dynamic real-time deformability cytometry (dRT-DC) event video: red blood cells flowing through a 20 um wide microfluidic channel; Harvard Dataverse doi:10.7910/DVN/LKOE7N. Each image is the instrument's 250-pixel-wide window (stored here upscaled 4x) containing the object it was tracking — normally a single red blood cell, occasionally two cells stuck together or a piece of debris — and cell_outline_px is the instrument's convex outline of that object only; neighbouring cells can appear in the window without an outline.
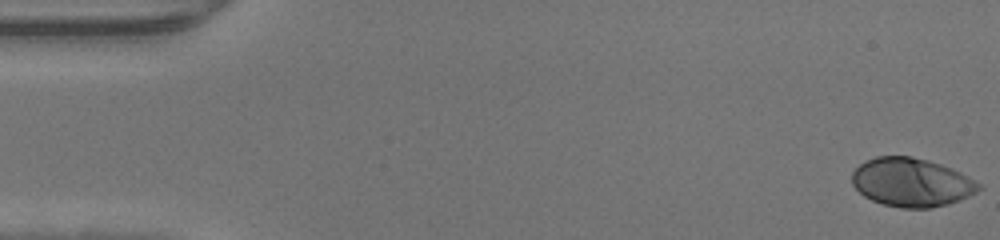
{"species": "human", "species_latin": "Homo sapiens", "temperature_condition": "warm", "stored_images_in_passage": 47, "camera_frame_rate_fps": 3000, "um_per_image_px": 0.085, "donor": {"sex": "male"}, "frame": {"image": 1, "passage_image": 1, "time_ms": 0.0, "image_size_px": [1000, 240], "cell_outline_px": [[984, 188], [960, 200], [948, 204], [928, 208], [900, 208], [884, 204], [872, 200], [864, 196], [852, 184], [852, 172], [860, 164], [876, 156], [912, 156], [928, 160], [940, 164], [960, 172], [980, 184]], "centroid_in_image_um": [77.48, 15.5], "position_along_channel_um": 7.5, "area_um2": 35.78}}
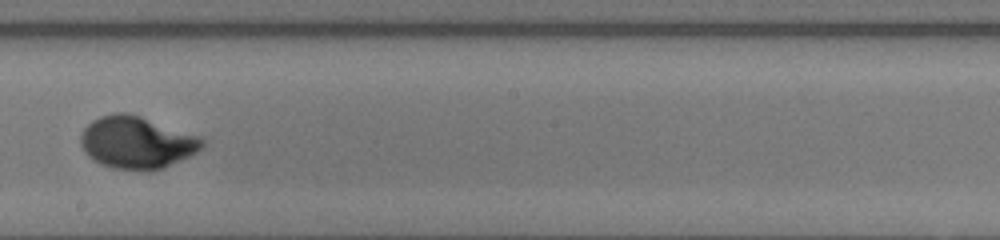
{"frame": {"image": 2, "passage_image": 27, "time_ms": 8.667, "image_size_px": [1000, 240], "cell_outline_px": [[204, 144], [196, 152], [164, 168], [112, 168], [100, 164], [88, 156], [84, 152], [80, 144], [80, 136], [84, 128], [92, 120], [100, 116], [116, 112], [124, 112], [140, 116], [196, 136], [204, 140]], "centroid_in_image_um": [11.54, 12.09], "position_along_channel_um": 236.7, "area_um2": 36.07}}
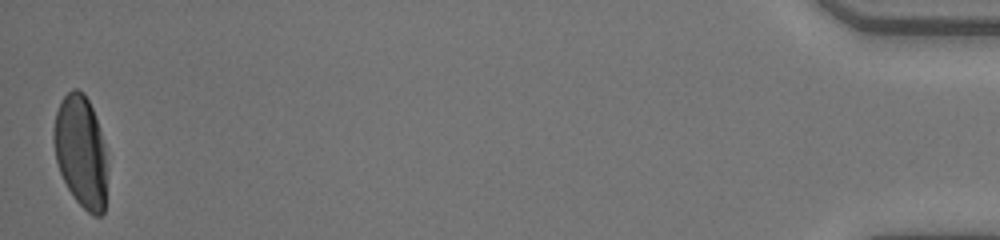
{"frame": {"image": 3, "passage_image": 47, "time_ms": 15.333, "image_size_px": [1000, 240], "cell_outline_px": [[104, 212], [100, 216], [92, 216], [72, 196], [60, 172], [56, 160], [52, 140], [52, 132], [56, 112], [60, 100], [72, 88], [76, 88], [84, 92], [92, 108], [100, 132], [104, 148]], "centroid_in_image_um": [6.81, 12.83], "position_along_channel_um": 428.4, "area_um2": 34.28}}